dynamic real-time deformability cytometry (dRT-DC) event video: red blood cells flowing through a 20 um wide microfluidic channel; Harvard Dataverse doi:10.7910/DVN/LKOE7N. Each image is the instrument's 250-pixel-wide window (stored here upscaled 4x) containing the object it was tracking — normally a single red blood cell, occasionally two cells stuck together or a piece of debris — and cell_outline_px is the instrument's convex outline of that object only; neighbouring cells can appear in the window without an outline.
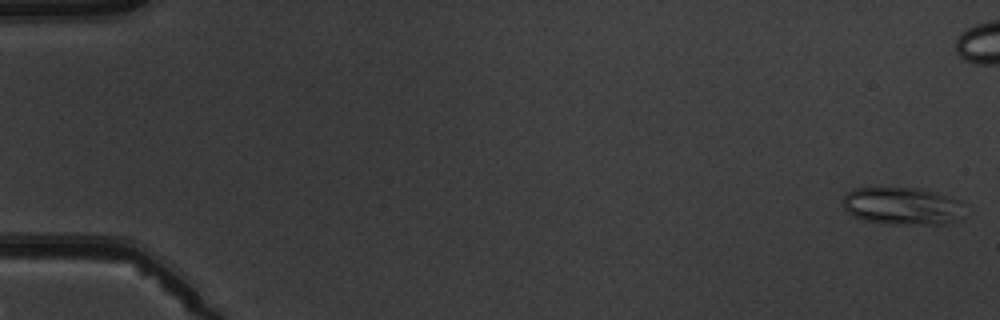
{"species": "common noctule bat (a hibernating species)", "species_latin": "Nyctalus noctula", "temperature_condition": "warm", "stored_images_in_passage": 11, "camera_frame_rate_fps": 3000, "um_per_image_px": 0.085, "animal": {"sex": "male", "body_mass_g": 19.5, "forearm_length_mm": 54.6}, "frame": {"image": 1, "passage_image": 1, "time_ms": 0.0, "image_size_px": [1000, 320], "cell_outline_px": [[964, 204], [960, 220], [948, 224], [884, 224], [864, 220], [852, 216], [844, 208], [844, 196], [852, 188], [916, 188], [936, 192], [960, 200]], "centroid_in_image_um": [76.72, 17.52], "position_along_channel_um": 8.3, "area_um2": 26.88}}
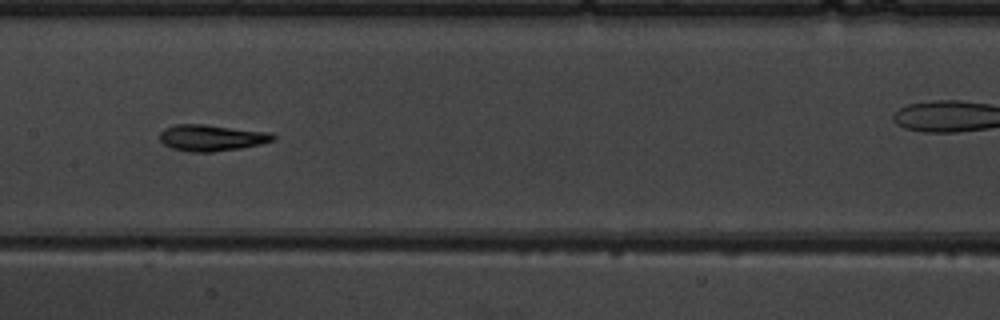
{"frame": {"image": 2, "passage_image": 8, "time_ms": 8.667, "image_size_px": [1000, 320], "cell_outline_px": [[276, 140], [260, 144], [240, 148], [212, 152], [192, 152], [172, 148], [164, 144], [160, 140], [160, 132], [164, 128], [176, 124], [204, 124], [272, 132], [276, 136]], "centroid_in_image_um": [18.01, 11.7], "position_along_channel_um": 189.4, "area_um2": 17.51}}
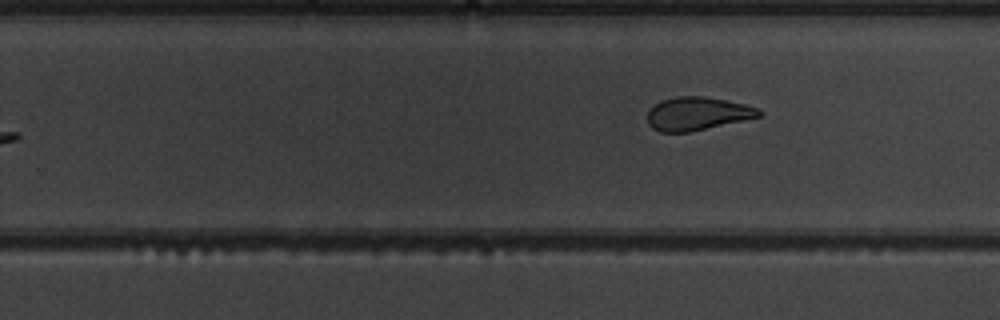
{"frame": {"image": 3, "passage_image": 11, "time_ms": 12.333, "image_size_px": [1000, 320], "cell_outline_px": [[764, 112], [760, 116], [692, 132], [660, 132], [652, 128], [648, 124], [648, 108], [660, 100], [676, 96], [704, 96], [744, 104], [756, 108]], "centroid_in_image_um": [59.22, 9.66], "position_along_channel_um": 270.6, "area_um2": 21.68}}